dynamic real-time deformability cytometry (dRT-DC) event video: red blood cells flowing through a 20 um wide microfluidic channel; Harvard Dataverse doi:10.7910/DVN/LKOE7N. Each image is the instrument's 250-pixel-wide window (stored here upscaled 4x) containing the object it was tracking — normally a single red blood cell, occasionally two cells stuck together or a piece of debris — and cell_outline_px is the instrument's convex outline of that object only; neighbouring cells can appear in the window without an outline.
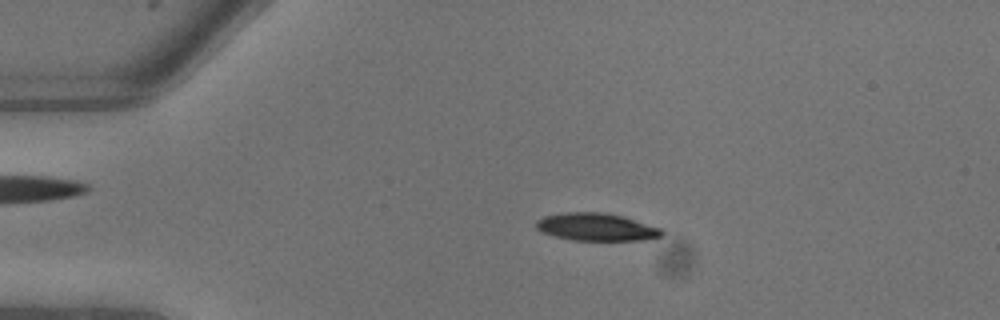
{"species": "common noctule bat (a hibernating species)", "species_latin": "Nyctalus noctula", "temperature_condition": "warm", "stored_images_in_passage": 7, "camera_frame_rate_fps": 3000, "um_per_image_px": 0.085, "animal": {"sex": "male", "body_mass_g": 13.3}, "frame": {"image": 1, "passage_image": 5, "time_ms": 1.333, "image_size_px": [1000, 320], "cell_outline_px": [[664, 232], [660, 236], [644, 240], [572, 240], [556, 236], [544, 232], [536, 228], [536, 220], [544, 216], [564, 212], [604, 212], [624, 216], [660, 228]], "centroid_in_image_um": [50.69, 19.28], "position_along_channel_um": 34.3, "area_um2": 20.11}}